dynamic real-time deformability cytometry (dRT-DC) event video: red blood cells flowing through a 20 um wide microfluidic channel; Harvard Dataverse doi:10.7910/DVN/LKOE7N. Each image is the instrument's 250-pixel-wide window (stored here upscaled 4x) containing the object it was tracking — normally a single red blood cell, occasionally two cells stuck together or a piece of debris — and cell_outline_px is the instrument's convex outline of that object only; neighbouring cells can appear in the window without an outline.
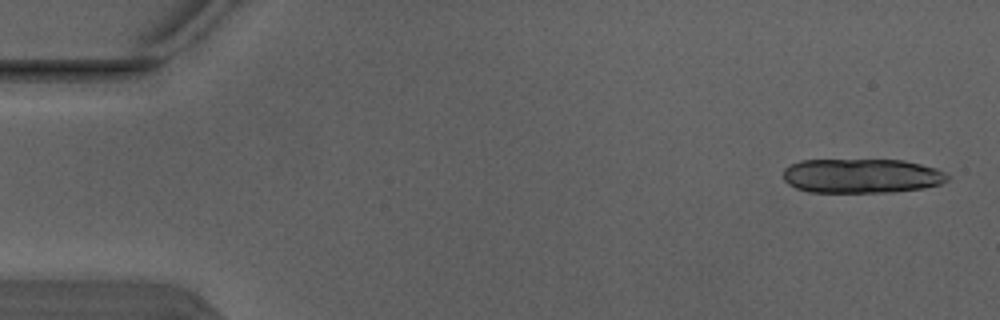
{"species": "Egyptian fruit bat (a non-hibernating species)", "species_latin": "Rousettus aegyptiacus", "temperature_condition": "warm", "stored_images_in_passage": 5, "camera_frame_rate_fps": 3000, "um_per_image_px": 0.085, "animal": {"sex": "male"}, "frame": {"image": 1, "passage_image": 1, "time_ms": 0.0, "image_size_px": [1000, 320], "cell_outline_px": [[948, 180], [940, 184], [924, 188], [896, 192], [808, 192], [796, 188], [788, 184], [784, 180], [784, 168], [800, 160], [904, 160], [936, 168], [944, 172], [948, 176]], "centroid_in_image_um": [73.24, 14.95], "position_along_channel_um": 11.8, "area_um2": 33.06}}
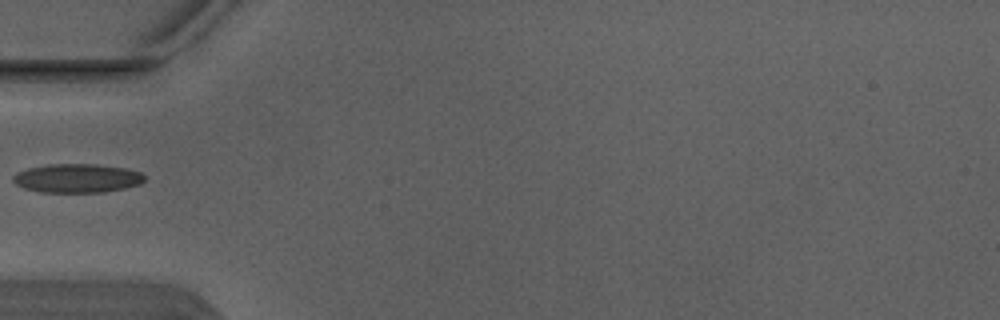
{"frame": {"image": 2, "passage_image": 5, "time_ms": 1.333, "image_size_px": [1000, 320], "cell_outline_px": [[144, 180], [140, 184], [124, 188], [104, 192], [40, 192], [24, 188], [16, 184], [12, 180], [12, 176], [16, 172], [28, 168], [48, 164], [96, 164], [124, 168], [140, 172], [144, 176]], "centroid_in_image_um": [6.52, 15.15], "position_along_channel_um": 78.5, "area_um2": 22.08}}